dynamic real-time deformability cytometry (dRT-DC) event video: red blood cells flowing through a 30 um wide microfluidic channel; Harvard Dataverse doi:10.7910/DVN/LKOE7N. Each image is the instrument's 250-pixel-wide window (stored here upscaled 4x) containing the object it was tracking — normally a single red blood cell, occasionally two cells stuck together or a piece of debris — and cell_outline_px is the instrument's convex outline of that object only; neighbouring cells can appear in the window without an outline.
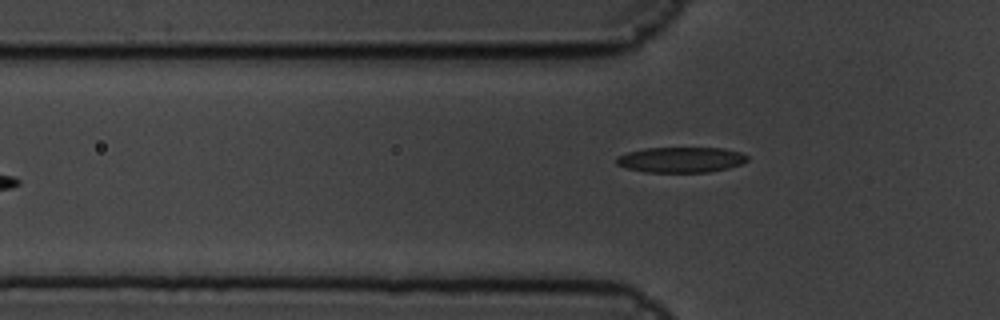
{"species": "common noctule bat (a hibernating species)", "species_latin": "Nyctalus noctula", "temperature_condition": "cold", "stored_images_in_passage": 6, "camera_frame_rate_fps": 3000, "um_per_image_px": 0.085, "animal": {"sex": "male", "body_mass_g": 19.5, "forearm_length_mm": 54.6}, "frame": {"image": 1, "passage_image": 6, "time_ms": 1.667, "image_size_px": [1000, 320], "cell_outline_px": [[748, 160], [740, 164], [728, 168], [708, 172], [644, 172], [628, 168], [616, 164], [616, 156], [628, 152], [644, 148], [724, 148], [740, 152], [748, 156]], "centroid_in_image_um": [57.87, 13.57], "position_along_channel_um": 67.9, "area_um2": 19.42}}